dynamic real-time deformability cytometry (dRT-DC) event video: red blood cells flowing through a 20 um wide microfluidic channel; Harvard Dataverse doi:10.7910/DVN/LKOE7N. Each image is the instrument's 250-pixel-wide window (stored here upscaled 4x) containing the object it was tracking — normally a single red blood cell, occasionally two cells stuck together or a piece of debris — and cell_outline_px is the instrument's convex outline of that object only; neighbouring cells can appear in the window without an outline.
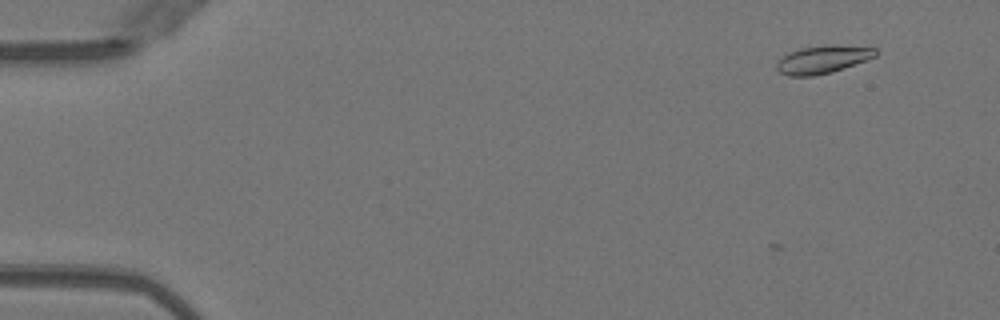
{"species": "Egyptian fruit bat (a non-hibernating species)", "species_latin": "Rousettus aegyptiacus", "temperature_condition": "warm", "stored_images_in_passage": 9, "camera_frame_rate_fps": 3000, "um_per_image_px": 0.085, "animal": {"sex": "female"}, "frame": {"image": 1, "passage_image": 2, "time_ms": 0.333, "image_size_px": [1000, 320], "cell_outline_px": [[880, 52], [876, 56], [832, 72], [812, 76], [788, 76], [780, 72], [776, 68], [776, 60], [788, 52], [800, 48], [832, 44], [876, 48]], "centroid_in_image_um": [69.91, 5.04], "position_along_channel_um": 15.1, "area_um2": 16.18}}